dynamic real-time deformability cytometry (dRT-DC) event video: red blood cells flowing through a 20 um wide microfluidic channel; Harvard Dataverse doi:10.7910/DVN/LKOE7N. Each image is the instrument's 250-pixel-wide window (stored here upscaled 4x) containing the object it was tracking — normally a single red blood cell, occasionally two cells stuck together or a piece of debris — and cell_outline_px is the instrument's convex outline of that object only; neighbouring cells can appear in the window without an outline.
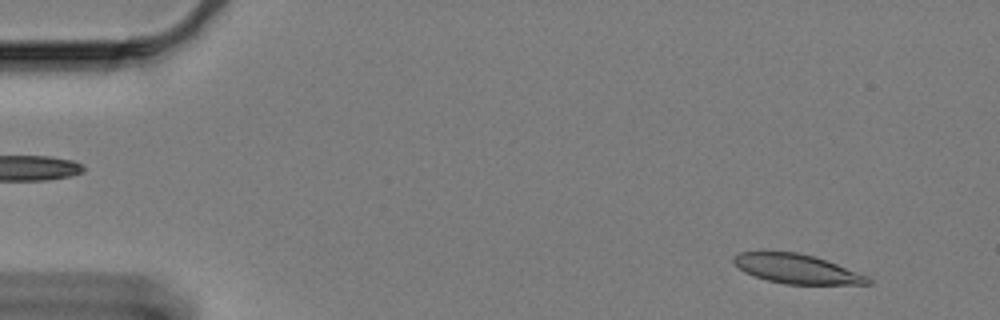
{"species": "Egyptian fruit bat (a non-hibernating species)", "species_latin": "Rousettus aegyptiacus", "temperature_condition": "cold", "stored_images_in_passage": 17, "camera_frame_rate_fps": 3000, "um_per_image_px": 0.085, "animal": {"sex": "female"}, "frame": {"image": 1, "passage_image": 5, "time_ms": 1.333, "image_size_px": [1000, 320], "cell_outline_px": [[872, 284], [784, 284], [768, 280], [744, 272], [732, 260], [732, 256], [740, 252], [760, 248], [764, 248], [796, 252], [816, 256], [868, 276], [872, 280]], "centroid_in_image_um": [67.65, 22.79], "position_along_channel_um": 17.4, "area_um2": 23.64}}